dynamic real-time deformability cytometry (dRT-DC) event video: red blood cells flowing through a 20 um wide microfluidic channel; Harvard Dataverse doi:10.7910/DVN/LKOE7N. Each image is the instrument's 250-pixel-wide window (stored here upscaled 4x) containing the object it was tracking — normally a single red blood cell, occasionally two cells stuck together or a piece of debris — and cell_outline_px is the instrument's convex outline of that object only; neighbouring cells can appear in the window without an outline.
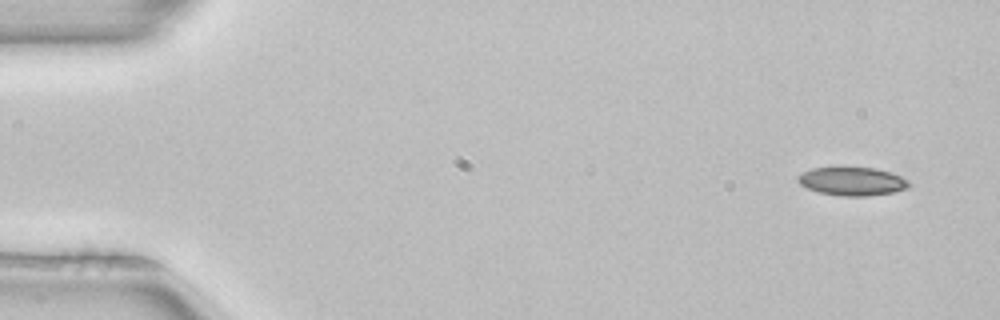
{"species": "common noctule bat (a hibernating species)", "species_latin": "Nyctalus noctula", "temperature_condition": "room temperature", "stored_images_in_passage": 4, "camera_frame_rate_fps": 3000, "um_per_image_px": 0.085, "animal": {"sex": "female", "body_mass_g": 22.7, "forearm_length_mm": 54.2}, "frame": {"image": 1, "passage_image": 1, "time_ms": 0.0, "image_size_px": [1000, 320], "cell_outline_px": [[912, 184], [908, 188], [896, 192], [868, 196], [840, 196], [820, 192], [808, 188], [800, 184], [796, 180], [796, 176], [812, 168], [876, 168], [900, 176], [908, 180]], "centroid_in_image_um": [72.46, 15.43], "position_along_channel_um": 12.5, "area_um2": 18.32}}
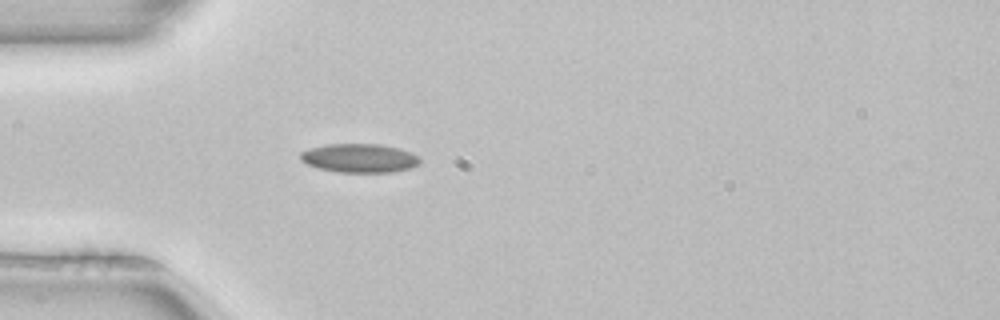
{"frame": {"image": 2, "passage_image": 4, "time_ms": 1.0, "image_size_px": [1000, 320], "cell_outline_px": [[420, 164], [408, 168], [392, 172], [340, 172], [320, 168], [308, 164], [300, 160], [300, 152], [312, 148], [328, 144], [380, 144], [396, 148], [408, 152], [416, 156], [420, 160]], "centroid_in_image_um": [30.53, 13.44], "position_along_channel_um": 54.5, "area_um2": 19.65}}